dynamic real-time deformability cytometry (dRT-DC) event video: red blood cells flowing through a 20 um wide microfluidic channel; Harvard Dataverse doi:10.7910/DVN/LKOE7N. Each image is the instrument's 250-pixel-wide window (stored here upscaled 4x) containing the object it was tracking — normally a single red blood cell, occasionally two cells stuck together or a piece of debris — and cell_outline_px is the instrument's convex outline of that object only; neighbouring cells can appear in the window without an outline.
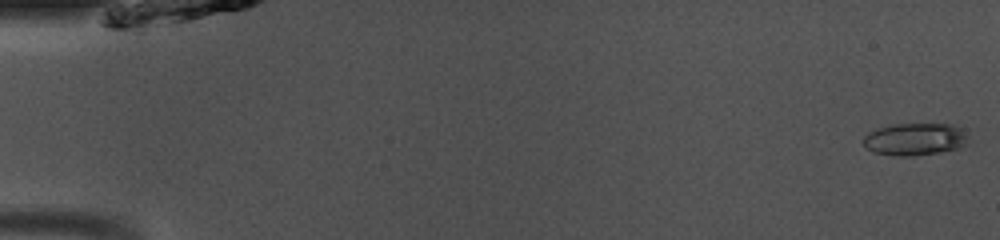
{"species": "common noctule bat (a hibernating species)", "species_latin": "Nyctalus noctula", "temperature_condition": "room temperature", "stored_images_in_passage": 49, "camera_frame_rate_fps": 3000, "um_per_image_px": 0.085, "animal": {"sex": "male", "body_mass_g": 13.0, "forearm_length_mm": 53.1}, "frame": {"image": 1, "passage_image": 1, "time_ms": 0.0, "image_size_px": [1000, 240], "cell_outline_px": [[968, 144], [960, 148], [912, 156], [896, 156], [872, 152], [864, 144], [864, 136], [868, 132], [876, 128], [892, 124], [952, 124], [964, 128], [968, 136]], "centroid_in_image_um": [77.8, 11.82], "position_along_channel_um": 7.2, "area_um2": 20.0}}
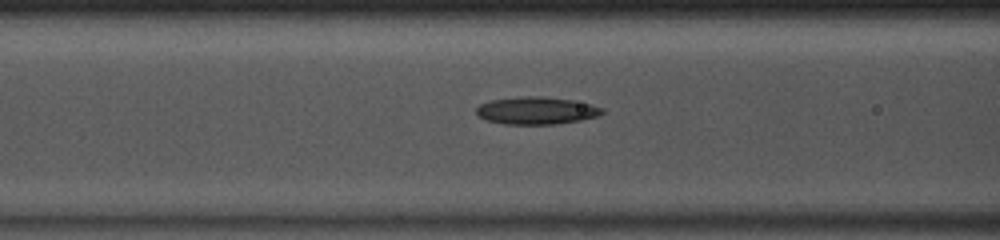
{"frame": {"image": 2, "passage_image": 20, "time_ms": 6.333, "image_size_px": [1000, 240], "cell_outline_px": [[604, 112], [596, 116], [580, 120], [556, 124], [504, 124], [484, 120], [476, 112], [476, 108], [480, 104], [492, 100], [524, 96], [540, 96], [572, 100], [592, 104], [604, 108]], "centroid_in_image_um": [45.6, 9.4], "position_along_channel_um": 121.0, "area_um2": 20.06}}
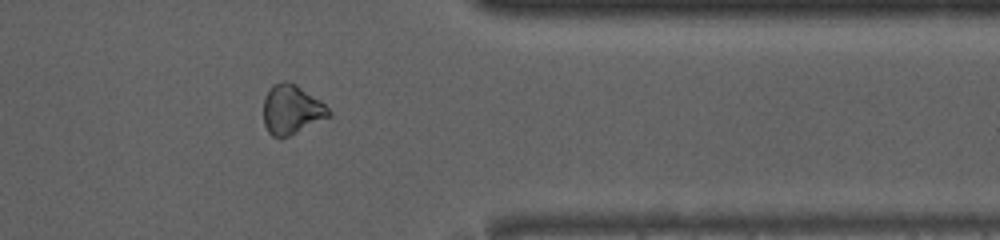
{"frame": {"image": 3, "passage_image": 40, "time_ms": 13.0, "image_size_px": [1000, 240], "cell_outline_px": [[332, 116], [280, 140], [272, 136], [268, 132], [264, 124], [264, 96], [272, 84], [284, 80], [288, 80], [296, 84], [320, 100], [332, 112]], "centroid_in_image_um": [24.78, 9.32], "position_along_channel_um": 386.6, "area_um2": 19.13}, "authors_computed_cell_mechanics": {"area_um2": 19.5942, "velocity_mm_per_s": 4.1106, "shape_relaxation_time_tau1_ms": 4.1654, "shape_relaxation_time_tau2_ms": 5.0671, "deformation_change_tau1": 0.1045, "deformation_change_tau2": 0.134}}